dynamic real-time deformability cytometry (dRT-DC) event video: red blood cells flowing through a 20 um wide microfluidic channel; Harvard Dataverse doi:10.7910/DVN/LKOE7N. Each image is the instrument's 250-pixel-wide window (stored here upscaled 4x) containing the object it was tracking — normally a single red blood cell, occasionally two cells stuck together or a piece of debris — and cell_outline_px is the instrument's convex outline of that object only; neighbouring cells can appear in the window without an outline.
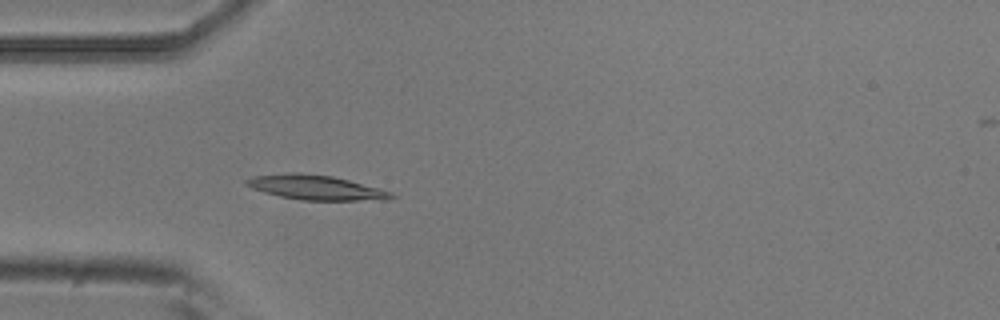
{"species": "common noctule bat (a hibernating species)", "species_latin": "Nyctalus noctula", "temperature_condition": "room temperature", "stored_images_in_passage": 4, "camera_frame_rate_fps": 3000, "um_per_image_px": 0.085, "animal": {"sex": "male", "body_mass_g": 20.5, "forearm_length_mm": 52.5}, "frame": {"image": 1, "passage_image": 4, "time_ms": 1.0, "image_size_px": [1000, 320], "cell_outline_px": [[396, 196], [388, 200], [300, 200], [280, 196], [264, 192], [252, 188], [244, 184], [244, 180], [252, 176], [288, 172], [296, 172], [332, 176], [380, 188], [392, 192]], "centroid_in_image_um": [26.83, 15.93], "position_along_channel_um": 58.2, "area_um2": 20.92}}